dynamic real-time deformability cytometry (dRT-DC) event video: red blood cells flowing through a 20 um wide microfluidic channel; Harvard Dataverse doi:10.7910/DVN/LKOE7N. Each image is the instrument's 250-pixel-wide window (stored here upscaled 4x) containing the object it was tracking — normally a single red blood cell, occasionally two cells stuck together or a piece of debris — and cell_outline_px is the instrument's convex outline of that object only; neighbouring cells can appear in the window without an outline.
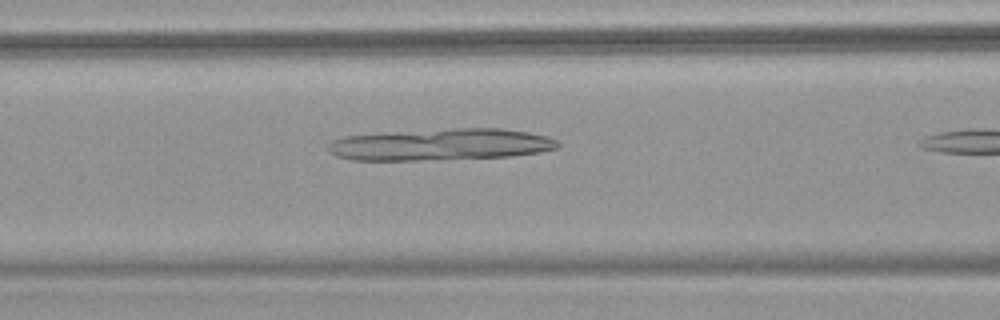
{"species": "common noctule bat (a hibernating species)", "species_latin": "Nyctalus noctula", "temperature_condition": "warm", "stored_images_in_passage": 8, "camera_frame_rate_fps": 3000, "um_per_image_px": 0.085, "animal": {"sex": "female", "body_mass_g": 18.4}, "frame": {"image": 1, "passage_image": 7, "time_ms": 2.0, "image_size_px": [1000, 320], "cell_outline_px": [[560, 144], [556, 148], [540, 152], [512, 156], [416, 160], [352, 160], [336, 156], [328, 148], [328, 144], [332, 140], [344, 136], [392, 132], [452, 128], [500, 128], [528, 132], [548, 136], [556, 140]], "centroid_in_image_um": [37.47, 12.28], "position_along_channel_um": 129.1, "area_um2": 42.31}}